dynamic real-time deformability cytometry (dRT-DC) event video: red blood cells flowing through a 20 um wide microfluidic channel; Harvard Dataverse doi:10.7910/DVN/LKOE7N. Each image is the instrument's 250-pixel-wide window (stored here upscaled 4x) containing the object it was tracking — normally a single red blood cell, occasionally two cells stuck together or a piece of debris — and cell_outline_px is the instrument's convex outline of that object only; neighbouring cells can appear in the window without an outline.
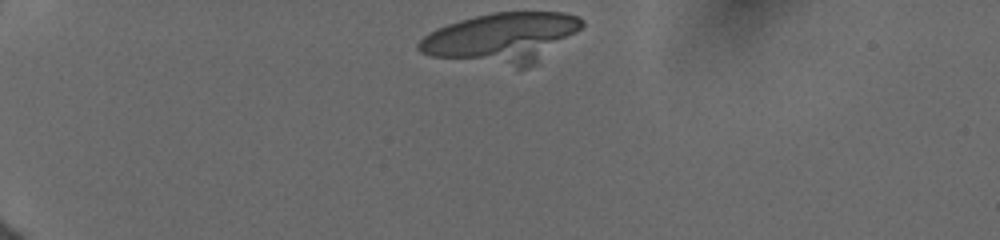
{"species": "human", "species_latin": "Homo sapiens", "temperature_condition": "cold", "stored_images_in_passage": 15, "camera_frame_rate_fps": 3000, "um_per_image_px": 0.085, "donor": {"sex": "female"}, "frame": {"image": 1, "passage_image": 1, "time_ms": 0.0, "image_size_px": [1000, 240], "cell_outline_px": [[584, 24], [576, 32], [536, 64], [528, 68], [516, 68], [432, 56], [420, 52], [416, 48], [416, 44], [428, 32], [436, 28], [460, 20], [492, 12], [564, 12], [580, 16], [584, 20]], "centroid_in_image_um": [42.66, 3.22], "position_along_channel_um": 42.3, "area_um2": 47.69}}
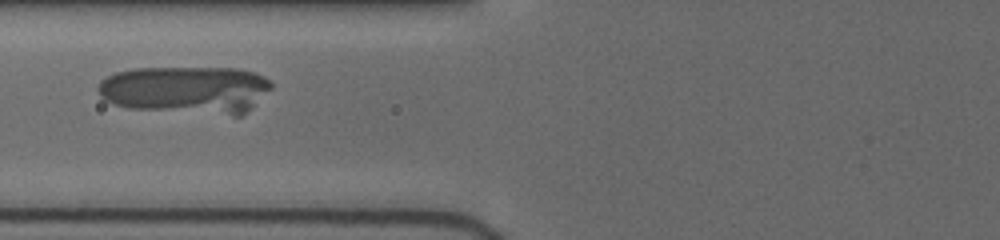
{"frame": {"image": 2, "passage_image": 10, "time_ms": 3.333, "image_size_px": [1000, 240], "cell_outline_px": [[272, 88], [240, 116], [232, 116], [132, 108], [112, 104], [104, 100], [100, 96], [96, 88], [100, 80], [116, 72], [132, 68], [240, 68], [256, 72], [272, 80]], "centroid_in_image_um": [15.8, 7.62], "position_along_channel_um": 110.0, "area_um2": 48.67}}
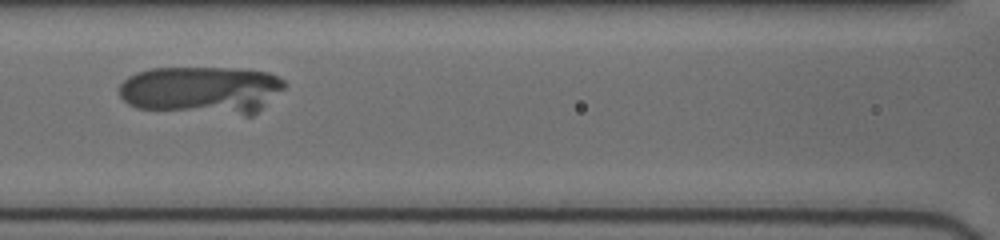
{"frame": {"image": 3, "passage_image": 13, "time_ms": 4.333, "image_size_px": [1000, 240], "cell_outline_px": [[288, 84], [284, 88], [252, 116], [244, 116], [140, 108], [128, 104], [120, 96], [120, 84], [128, 76], [136, 72], [152, 68], [236, 68], [268, 72], [284, 80]], "centroid_in_image_um": [17.15, 7.65], "position_along_channel_um": 149.4, "area_um2": 46.3}}